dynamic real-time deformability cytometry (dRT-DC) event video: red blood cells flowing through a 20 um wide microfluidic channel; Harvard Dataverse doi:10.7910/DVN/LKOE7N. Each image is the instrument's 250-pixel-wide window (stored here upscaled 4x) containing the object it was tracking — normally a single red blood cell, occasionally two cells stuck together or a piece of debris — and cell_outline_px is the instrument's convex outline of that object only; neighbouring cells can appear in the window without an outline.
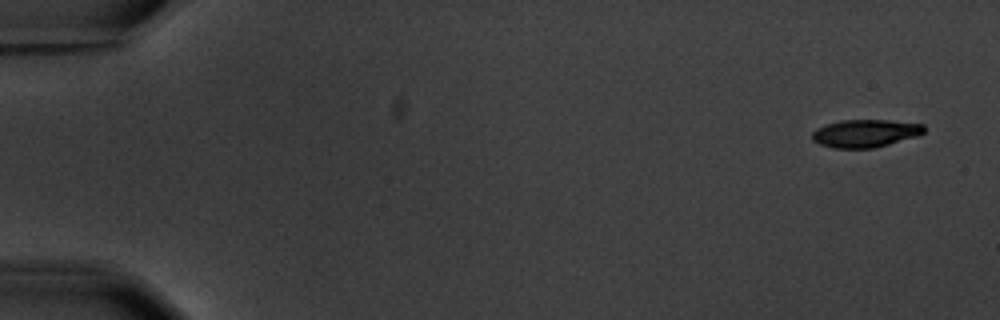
{"species": "common noctule bat (a hibernating species)", "species_latin": "Nyctalus noctula", "temperature_condition": "warm", "stored_images_in_passage": 5, "camera_frame_rate_fps": 3000, "um_per_image_px": 0.085, "animal": {"sex": "male", "body_mass_g": 20.1, "forearm_length_mm": 53.5}, "frame": {"image": 1, "passage_image": 1, "time_ms": 0.0, "image_size_px": [1000, 320], "cell_outline_px": [[924, 132], [916, 136], [888, 144], [872, 148], [832, 148], [820, 144], [812, 140], [812, 132], [816, 128], [824, 124], [840, 120], [888, 120], [924, 124]], "centroid_in_image_um": [73.5, 11.32], "position_along_channel_um": 11.5, "area_um2": 18.09}}
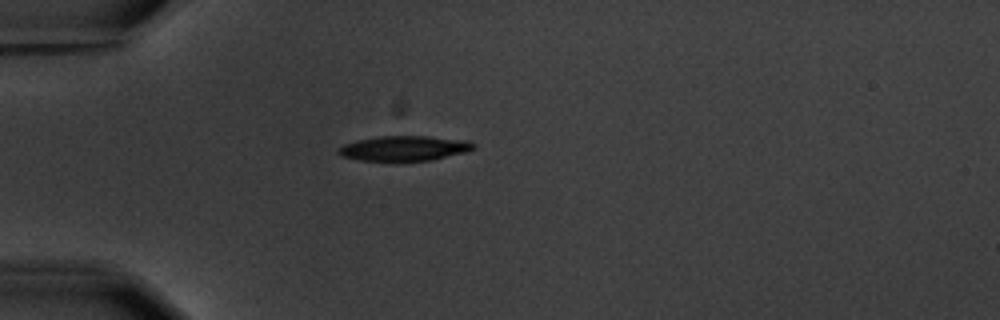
{"frame": {"image": 2, "passage_image": 5, "time_ms": 4.667, "image_size_px": [1000, 320], "cell_outline_px": [[476, 148], [464, 152], [432, 160], [392, 164], [360, 160], [340, 156], [336, 152], [344, 144], [356, 140], [380, 136], [428, 136], [468, 140], [476, 144]], "centroid_in_image_um": [34.33, 12.65], "position_along_channel_um": 50.7, "area_um2": 20.58}}